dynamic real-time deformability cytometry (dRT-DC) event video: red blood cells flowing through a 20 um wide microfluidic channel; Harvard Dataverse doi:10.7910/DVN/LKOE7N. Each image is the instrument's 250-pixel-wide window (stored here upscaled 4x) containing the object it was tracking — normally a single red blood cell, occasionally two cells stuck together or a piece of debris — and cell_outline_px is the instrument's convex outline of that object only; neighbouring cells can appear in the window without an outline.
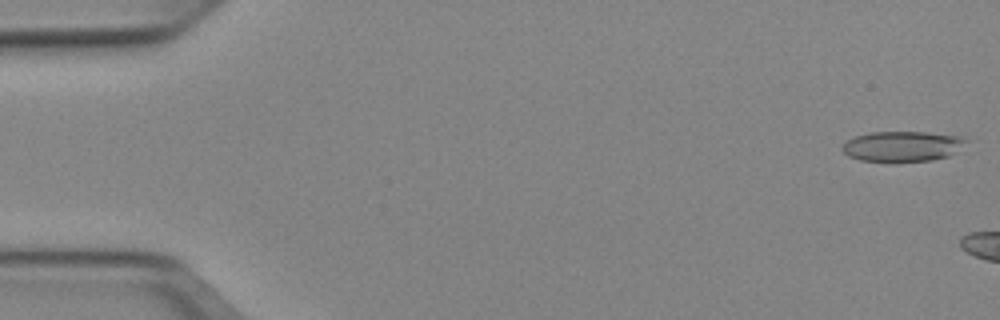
{"species": "Egyptian fruit bat (a non-hibernating species)", "species_latin": "Rousettus aegyptiacus", "temperature_condition": "cold", "stored_images_in_passage": 6, "camera_frame_rate_fps": 3000, "um_per_image_px": 0.085, "animal": {"sex": "female"}, "frame": {"image": 1, "passage_image": 1, "time_ms": 0.0, "image_size_px": [1000, 320], "cell_outline_px": [[968, 140], [948, 156], [932, 160], [860, 160], [848, 156], [840, 148], [848, 140], [856, 136], [868, 132], [924, 132], [960, 136]], "centroid_in_image_um": [76.66, 12.41], "position_along_channel_um": 8.3, "area_um2": 21.21}}